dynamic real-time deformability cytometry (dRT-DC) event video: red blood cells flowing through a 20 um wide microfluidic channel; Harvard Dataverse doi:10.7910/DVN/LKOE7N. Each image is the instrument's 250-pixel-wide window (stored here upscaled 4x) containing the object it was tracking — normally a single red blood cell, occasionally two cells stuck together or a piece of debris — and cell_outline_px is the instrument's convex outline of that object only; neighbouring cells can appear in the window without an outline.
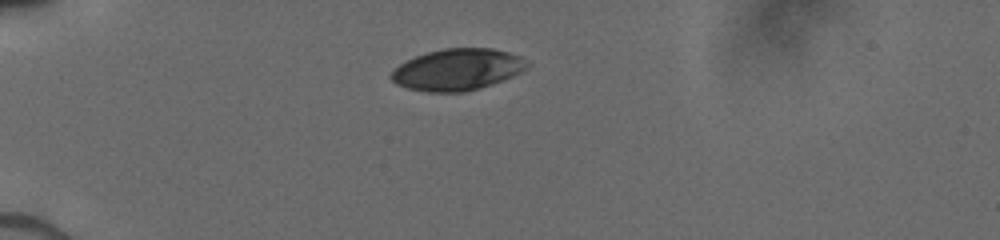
{"species": "human", "species_latin": "Homo sapiens", "temperature_condition": "cold", "stored_images_in_passage": 29, "camera_frame_rate_fps": 3000, "um_per_image_px": 0.085, "donor": {"sex": "male"}, "frame": {"image": 1, "passage_image": 1, "time_ms": 0.0, "image_size_px": [1000, 240], "cell_outline_px": [[528, 64], [520, 72], [504, 80], [480, 88], [464, 92], [428, 92], [408, 88], [396, 84], [388, 76], [400, 64], [416, 56], [428, 52], [444, 48], [492, 48], [508, 52], [520, 56]], "centroid_in_image_um": [38.86, 5.92], "position_along_channel_um": 46.1, "area_um2": 32.66}}
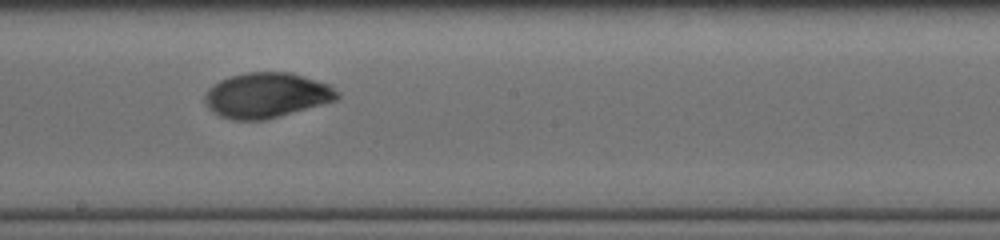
{"frame": {"image": 2, "passage_image": 13, "time_ms": 5.333, "image_size_px": [1000, 240], "cell_outline_px": [[340, 96], [336, 100], [264, 120], [232, 120], [220, 116], [208, 108], [204, 100], [204, 96], [208, 88], [212, 84], [220, 80], [244, 72], [288, 72], [304, 76], [328, 84], [340, 92]], "centroid_in_image_um": [22.63, 8.09], "position_along_channel_um": 225.6, "area_um2": 34.74}}
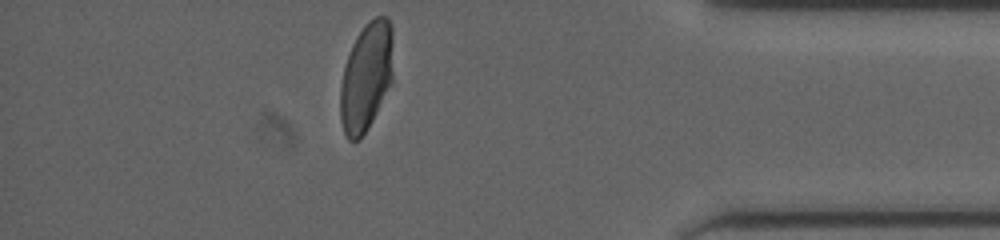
{"frame": {"image": 3, "passage_image": 24, "time_ms": 10.333, "image_size_px": [1000, 240], "cell_outline_px": [[392, 84], [372, 120], [360, 140], [348, 140], [344, 132], [340, 120], [340, 88], [344, 64], [352, 44], [356, 36], [364, 24], [368, 20], [376, 16], [388, 16], [392, 24]], "centroid_in_image_um": [31.13, 6.49], "position_along_channel_um": 404.1, "area_um2": 33.87}}